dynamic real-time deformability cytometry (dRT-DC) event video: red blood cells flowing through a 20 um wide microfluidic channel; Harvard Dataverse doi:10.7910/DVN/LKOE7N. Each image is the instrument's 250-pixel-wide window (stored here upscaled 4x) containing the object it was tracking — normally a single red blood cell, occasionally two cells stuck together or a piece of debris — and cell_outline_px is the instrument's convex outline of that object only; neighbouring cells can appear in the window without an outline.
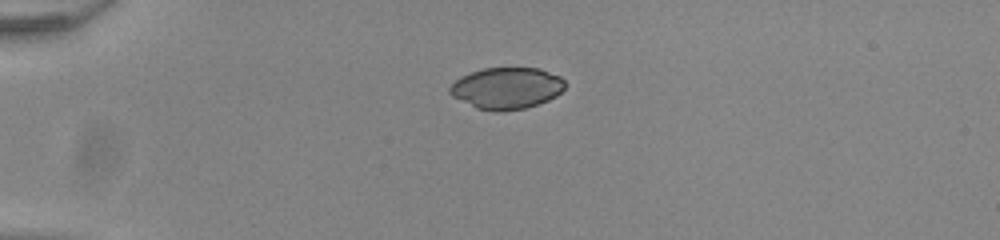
{"species": "common noctule bat (a hibernating species)", "species_latin": "Nyctalus noctula", "temperature_condition": "room temperature", "stored_images_in_passage": 41, "camera_frame_rate_fps": 3000, "um_per_image_px": 0.085, "animal": {"sex": "male", "body_mass_g": 20.0, "forearm_length_mm": 53.3}, "frame": {"image": 1, "passage_image": 1, "time_ms": 0.0, "image_size_px": [1000, 240], "cell_outline_px": [[564, 88], [556, 96], [548, 100], [524, 108], [500, 112], [496, 112], [476, 108], [452, 96], [448, 92], [448, 88], [460, 76], [484, 68], [540, 68], [560, 76], [564, 80]], "centroid_in_image_um": [43.05, 7.49], "position_along_channel_um": 42.0, "area_um2": 27.86}}
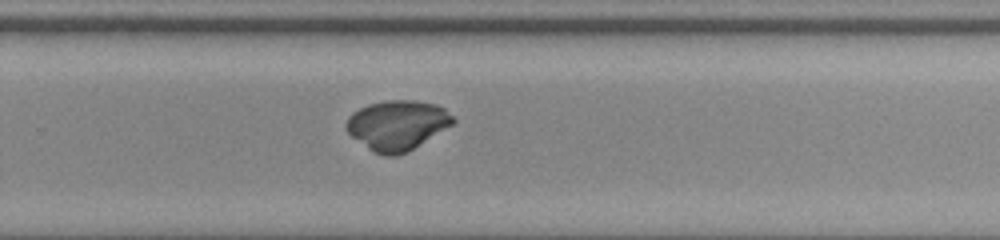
{"frame": {"image": 2, "passage_image": 24, "time_ms": 7.667, "image_size_px": [1000, 240], "cell_outline_px": [[456, 120], [452, 124], [412, 148], [396, 156], [388, 156], [376, 152], [368, 148], [352, 136], [344, 128], [344, 124], [348, 116], [352, 112], [368, 104], [384, 100], [416, 100], [436, 104], [444, 108]], "centroid_in_image_um": [33.72, 10.6], "position_along_channel_um": 296.1, "area_um2": 30.58}}
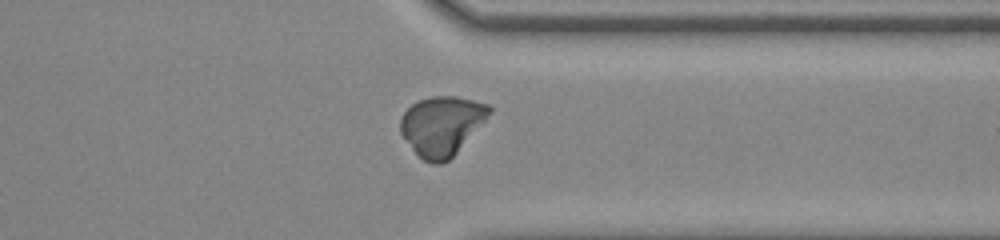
{"frame": {"image": 3, "passage_image": 30, "time_ms": 9.667, "image_size_px": [1000, 240], "cell_outline_px": [[492, 112], [456, 152], [448, 160], [440, 164], [432, 164], [424, 160], [412, 148], [400, 132], [400, 116], [412, 104], [420, 100], [432, 96], [456, 96], [488, 104], [492, 108]], "centroid_in_image_um": [37.54, 10.66], "position_along_channel_um": 373.9, "area_um2": 30.29}}